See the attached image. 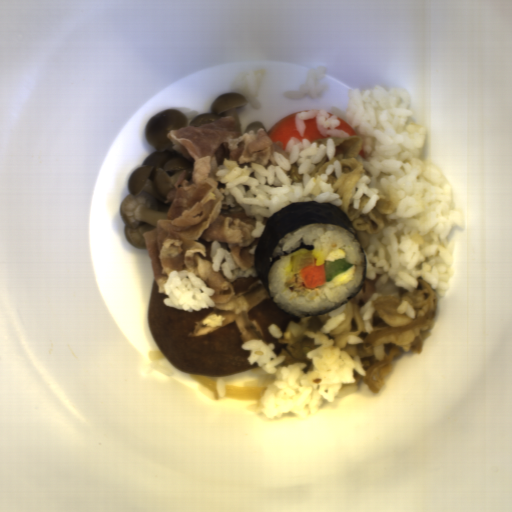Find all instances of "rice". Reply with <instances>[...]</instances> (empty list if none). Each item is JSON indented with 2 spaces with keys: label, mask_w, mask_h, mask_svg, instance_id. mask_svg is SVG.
I'll use <instances>...</instances> for the list:
<instances>
[{
  "label": "rice",
  "mask_w": 512,
  "mask_h": 512,
  "mask_svg": "<svg viewBox=\"0 0 512 512\" xmlns=\"http://www.w3.org/2000/svg\"><path fill=\"white\" fill-rule=\"evenodd\" d=\"M411 100L401 86L350 89L345 109L295 113V126L304 137L306 120L314 118L324 137L361 136L364 145L356 158L364 170L349 208L358 209L363 195L369 199L361 213L370 212L380 199L395 206L378 234L356 231L366 255L365 279L382 274L383 284L391 280L413 291L420 276L443 297L454 275L455 243L449 233L463 228L465 218L453 205L444 173L421 154L429 133L417 124Z\"/></svg>",
  "instance_id": "rice-1"
},
{
  "label": "rice",
  "mask_w": 512,
  "mask_h": 512,
  "mask_svg": "<svg viewBox=\"0 0 512 512\" xmlns=\"http://www.w3.org/2000/svg\"><path fill=\"white\" fill-rule=\"evenodd\" d=\"M284 149L289 159L273 152L274 165L241 164L213 158L209 177L219 184L222 213H242L256 223L251 238H259L267 221L282 208L295 202L315 201L342 207L343 200L330 185L329 176L337 178L342 172L338 159L328 165L319 177L311 176L315 165L324 159L330 162L337 153L335 140L326 139L319 145L309 139L291 137Z\"/></svg>",
  "instance_id": "rice-2"
},
{
  "label": "rice",
  "mask_w": 512,
  "mask_h": 512,
  "mask_svg": "<svg viewBox=\"0 0 512 512\" xmlns=\"http://www.w3.org/2000/svg\"><path fill=\"white\" fill-rule=\"evenodd\" d=\"M326 314L327 321L312 334L314 346L301 363L283 366L284 354H273V343L261 338L242 344L249 367L256 365L267 376L260 400L248 408L250 413L270 421L288 414L310 418L326 403L357 392L364 382V367L350 353L336 348V340L328 336L346 320L345 304Z\"/></svg>",
  "instance_id": "rice-3"
},
{
  "label": "rice",
  "mask_w": 512,
  "mask_h": 512,
  "mask_svg": "<svg viewBox=\"0 0 512 512\" xmlns=\"http://www.w3.org/2000/svg\"><path fill=\"white\" fill-rule=\"evenodd\" d=\"M313 245L316 266H322L329 251L343 248L346 260L356 266L350 282L334 286L331 281L315 288H306L301 275L291 272V254L277 259L269 269L268 291L276 305L297 317L319 315L331 311L353 298L364 281L366 261L361 245L352 231L329 223H310L284 235L275 245L271 257L289 253L300 246Z\"/></svg>",
  "instance_id": "rice-4"
},
{
  "label": "rice",
  "mask_w": 512,
  "mask_h": 512,
  "mask_svg": "<svg viewBox=\"0 0 512 512\" xmlns=\"http://www.w3.org/2000/svg\"><path fill=\"white\" fill-rule=\"evenodd\" d=\"M329 319V315L298 317V320L288 322L287 330L283 331L277 323H270L266 328L268 333L283 344L280 353L284 356L282 367H287L301 362H307L308 352L313 349L315 343L313 334L321 328Z\"/></svg>",
  "instance_id": "rice-5"
},
{
  "label": "rice",
  "mask_w": 512,
  "mask_h": 512,
  "mask_svg": "<svg viewBox=\"0 0 512 512\" xmlns=\"http://www.w3.org/2000/svg\"><path fill=\"white\" fill-rule=\"evenodd\" d=\"M164 305L186 311L205 310L215 306L210 288L197 274L185 270L169 272L163 285Z\"/></svg>",
  "instance_id": "rice-6"
},
{
  "label": "rice",
  "mask_w": 512,
  "mask_h": 512,
  "mask_svg": "<svg viewBox=\"0 0 512 512\" xmlns=\"http://www.w3.org/2000/svg\"><path fill=\"white\" fill-rule=\"evenodd\" d=\"M210 257L212 269L227 278L229 283L240 278L258 276L255 264L242 270L230 252L226 251L219 241L210 244Z\"/></svg>",
  "instance_id": "rice-7"
},
{
  "label": "rice",
  "mask_w": 512,
  "mask_h": 512,
  "mask_svg": "<svg viewBox=\"0 0 512 512\" xmlns=\"http://www.w3.org/2000/svg\"><path fill=\"white\" fill-rule=\"evenodd\" d=\"M266 74V70L262 67L248 72H239L234 78L231 93H240L246 99L244 105L257 110L261 109L263 105L258 100L257 94Z\"/></svg>",
  "instance_id": "rice-8"
},
{
  "label": "rice",
  "mask_w": 512,
  "mask_h": 512,
  "mask_svg": "<svg viewBox=\"0 0 512 512\" xmlns=\"http://www.w3.org/2000/svg\"><path fill=\"white\" fill-rule=\"evenodd\" d=\"M327 66H319L316 69H309L303 85L297 91L285 90L283 97L287 100H299L306 97L319 98L324 95L326 85L322 84V79L327 76Z\"/></svg>",
  "instance_id": "rice-9"
}]
</instances>
